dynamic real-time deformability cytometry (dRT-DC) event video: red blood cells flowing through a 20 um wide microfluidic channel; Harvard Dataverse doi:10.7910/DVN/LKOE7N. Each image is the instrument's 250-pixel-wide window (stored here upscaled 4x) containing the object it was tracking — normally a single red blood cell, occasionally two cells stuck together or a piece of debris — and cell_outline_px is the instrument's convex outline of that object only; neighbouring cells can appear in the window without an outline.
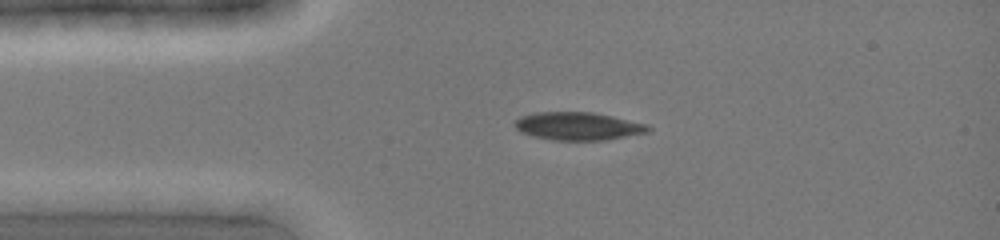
{"species": "common noctule bat (a hibernating species)", "species_latin": "Nyctalus noctula", "temperature_condition": "cold", "stored_images_in_passage": 4, "camera_frame_rate_fps": 3000, "um_per_image_px": 0.085, "animal": {"sex": "female", "body_mass_g": 19.0, "forearm_length_mm": 51.5}, "frame": {"image": 1, "passage_image": 1, "time_ms": 0.0, "image_size_px": [1000, 240], "cell_outline_px": [[652, 128], [648, 132], [608, 140], [552, 140], [532, 136], [520, 132], [512, 124], [520, 116], [536, 112], [592, 112], [612, 116], [648, 124]], "centroid_in_image_um": [49.12, 10.72], "position_along_channel_um": 35.9, "area_um2": 21.91}}